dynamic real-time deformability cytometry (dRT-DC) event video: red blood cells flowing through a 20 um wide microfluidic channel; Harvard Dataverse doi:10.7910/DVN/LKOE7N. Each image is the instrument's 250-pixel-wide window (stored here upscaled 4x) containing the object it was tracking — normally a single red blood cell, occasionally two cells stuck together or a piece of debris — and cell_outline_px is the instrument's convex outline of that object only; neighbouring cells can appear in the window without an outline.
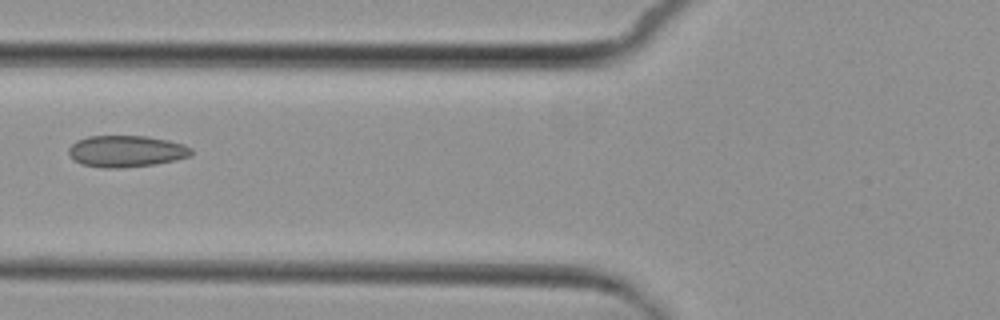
{"species": "common noctule bat (a hibernating species)", "species_latin": "Nyctalus noctula", "temperature_condition": "cold", "stored_images_in_passage": 2, "camera_frame_rate_fps": 3000, "um_per_image_px": 0.085, "animal": {"sex": "female", "body_mass_g": 29.2, "forearm_length_mm": 56.3}, "frame": {"image": 1, "passage_image": 2, "time_ms": 1.0, "image_size_px": [1000, 320], "cell_outline_px": [[192, 156], [176, 160], [156, 164], [120, 168], [104, 168], [84, 164], [76, 160], [68, 152], [68, 148], [76, 140], [88, 136], [144, 136], [168, 140], [184, 144], [192, 148]], "centroid_in_image_um": [10.77, 12.85], "position_along_channel_um": 115.0, "area_um2": 22.54}}